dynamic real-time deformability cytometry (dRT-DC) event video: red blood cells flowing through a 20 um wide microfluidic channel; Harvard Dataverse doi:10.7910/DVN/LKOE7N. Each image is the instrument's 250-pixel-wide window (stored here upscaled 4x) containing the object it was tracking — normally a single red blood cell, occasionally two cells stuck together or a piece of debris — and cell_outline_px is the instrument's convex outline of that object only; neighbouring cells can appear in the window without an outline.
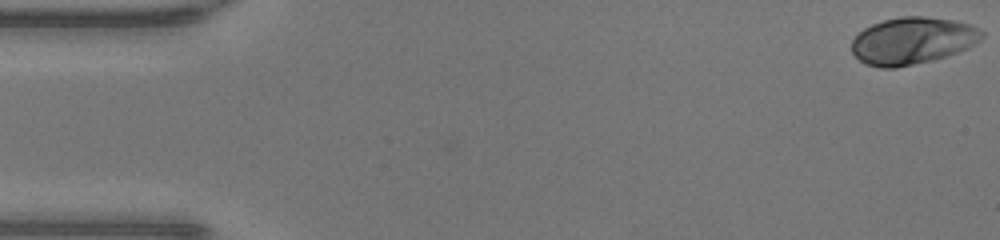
{"species": "human", "species_latin": "Homo sapiens", "temperature_condition": "warm", "stored_images_in_passage": 48, "camera_frame_rate_fps": 3000, "um_per_image_px": 0.085, "donor": {"sex": "male"}, "frame": {"image": 1, "passage_image": 1, "time_ms": 0.0, "image_size_px": [1000, 240], "cell_outline_px": [[984, 36], [980, 40], [968, 48], [932, 60], [896, 68], [880, 68], [864, 64], [852, 52], [852, 40], [864, 28], [872, 24], [884, 20], [900, 16], [924, 16], [956, 20], [980, 28], [984, 32]], "centroid_in_image_um": [77.56, 3.45], "position_along_channel_um": 7.4, "area_um2": 35.72}}
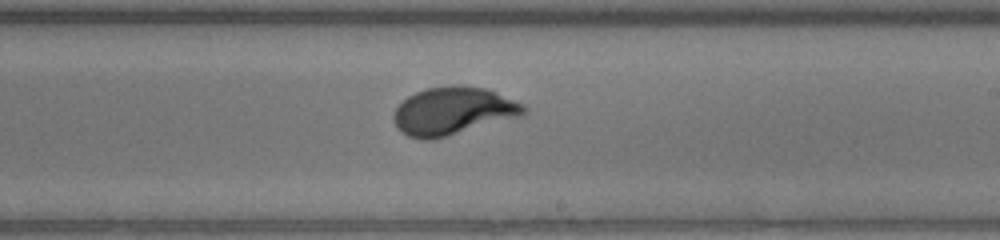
{"frame": {"image": 2, "passage_image": 28, "time_ms": 9.0, "image_size_px": [1000, 240], "cell_outline_px": [[528, 112], [520, 116], [448, 136], [432, 140], [420, 140], [408, 136], [400, 132], [396, 128], [392, 120], [392, 116], [396, 108], [408, 96], [416, 92], [428, 88], [488, 88], [524, 104], [528, 108]], "centroid_in_image_um": [38.5, 9.49], "position_along_channel_um": 250.5, "area_um2": 35.78}}
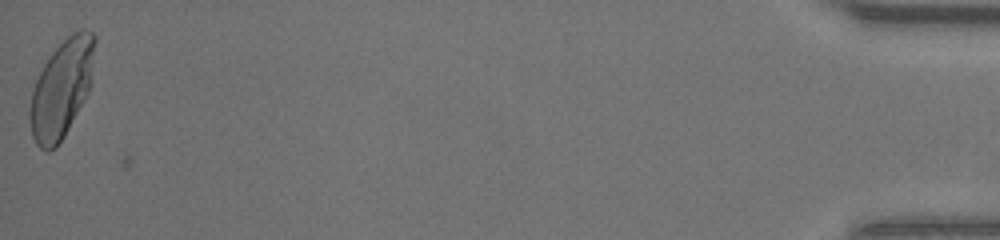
{"frame": {"image": 3, "passage_image": 48, "time_ms": 15.667, "image_size_px": [1000, 240], "cell_outline_px": [[96, 40], [92, 84], [88, 92], [64, 136], [56, 148], [48, 152], [44, 152], [36, 144], [32, 136], [28, 116], [28, 112], [32, 92], [36, 80], [44, 64], [52, 52], [72, 32], [80, 28], [84, 28], [92, 32], [96, 36]], "centroid_in_image_um": [5.25, 7.53], "position_along_channel_um": 430.0, "area_um2": 37.34}, "authors_computed_cell_mechanics": {"area_um2": 34.9112, "velocity_mm_per_s": 4.3144, "shape_relaxation_time_tau1_ms": 3.1993, "shape_relaxation_time_tau2_ms": null, "deformation_change_tau1": 0.1834, "deformation_change_tau2": null}}